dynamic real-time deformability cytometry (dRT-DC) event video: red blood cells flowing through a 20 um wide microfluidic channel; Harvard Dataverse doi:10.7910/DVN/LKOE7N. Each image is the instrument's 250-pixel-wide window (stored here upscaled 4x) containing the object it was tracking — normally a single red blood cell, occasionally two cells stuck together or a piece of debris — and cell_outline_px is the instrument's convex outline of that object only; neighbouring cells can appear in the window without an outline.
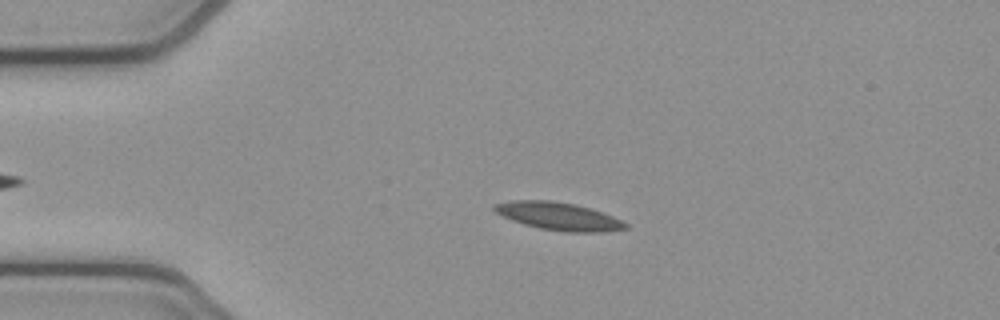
{"species": "common noctule bat (a hibernating species)", "species_latin": "Nyctalus noctula", "temperature_condition": "cold", "stored_images_in_passage": 46, "camera_frame_rate_fps": 3000, "um_per_image_px": 0.085, "animal": {"sex": "female", "body_mass_g": 21.9}, "frame": {"image": 1, "passage_image": 11, "time_ms": 3.333, "image_size_px": [1000, 320], "cell_outline_px": [[628, 228], [604, 232], [564, 232], [540, 228], [524, 224], [512, 220], [496, 212], [492, 208], [492, 204], [512, 200], [552, 200], [576, 204], [592, 208], [604, 212], [628, 224]], "centroid_in_image_um": [47.49, 18.37], "position_along_channel_um": 37.5, "area_um2": 21.39}}
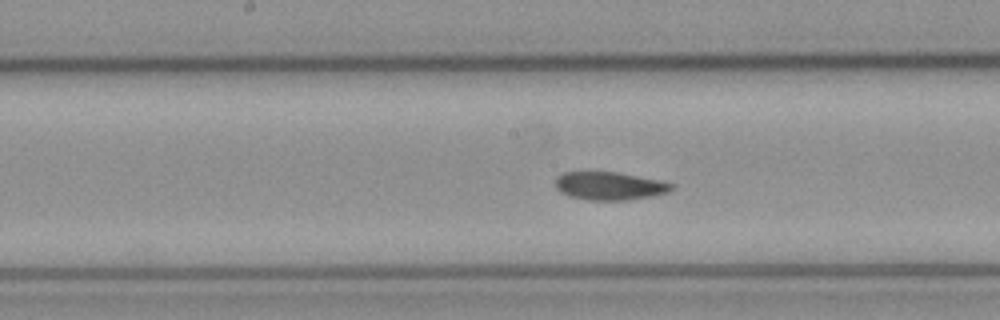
{"frame": {"image": 2, "passage_image": 26, "time_ms": 8.333, "image_size_px": [1000, 320], "cell_outline_px": [[676, 188], [668, 192], [652, 196], [628, 200], [588, 200], [568, 196], [560, 192], [556, 188], [556, 176], [564, 172], [616, 172], [660, 180], [676, 184]], "centroid_in_image_um": [51.84, 15.81], "position_along_channel_um": 196.4, "area_um2": 19.19}}
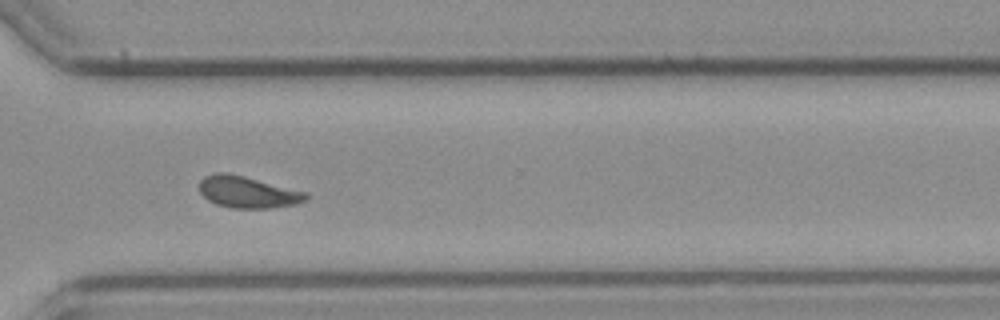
{"frame": {"image": 3, "passage_image": 38, "time_ms": 12.333, "image_size_px": [1000, 320], "cell_outline_px": [[308, 196], [304, 200], [296, 204], [272, 208], [232, 208], [216, 204], [208, 200], [200, 192], [200, 180], [204, 176], [216, 172], [224, 172], [244, 176], [308, 192]], "centroid_in_image_um": [21.05, 16.32], "position_along_channel_um": 349.6, "area_um2": 19.65}, "authors_computed_cell_mechanics": {"area_um2": 19.6809, "velocity_mm_per_s": 3.8421, "shape_relaxation_time_tau1_ms": 5.9018, "shape_relaxation_time_tau2_ms": 3.3848, "deformation_change_tau1": 0.1575, "deformation_change_tau2": 0.0864}}